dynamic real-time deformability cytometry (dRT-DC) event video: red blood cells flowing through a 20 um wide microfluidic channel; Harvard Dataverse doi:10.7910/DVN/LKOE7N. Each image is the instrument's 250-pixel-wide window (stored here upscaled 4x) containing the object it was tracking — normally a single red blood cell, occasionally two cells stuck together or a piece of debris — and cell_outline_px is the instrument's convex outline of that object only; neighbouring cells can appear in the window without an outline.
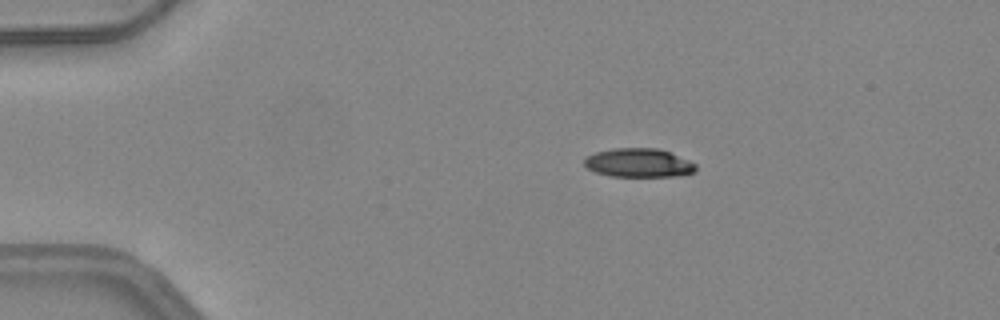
{"species": "common noctule bat (a hibernating species)", "species_latin": "Nyctalus noctula", "temperature_condition": "warm", "stored_images_in_passage": 42, "camera_frame_rate_fps": 3000, "um_per_image_px": 0.085, "animal": {"sex": "female", "body_mass_g": 24.6, "forearm_length_mm": 56.2}, "frame": {"image": 1, "passage_image": 2, "time_ms": 0.333, "image_size_px": [1000, 320], "cell_outline_px": [[696, 168], [692, 172], [676, 176], [612, 176], [596, 172], [588, 168], [584, 164], [584, 160], [588, 156], [596, 152], [612, 148], [656, 148], [668, 152], [688, 160], [696, 164]], "centroid_in_image_um": [54.26, 13.84], "position_along_channel_um": 30.7, "area_um2": 18.38}}
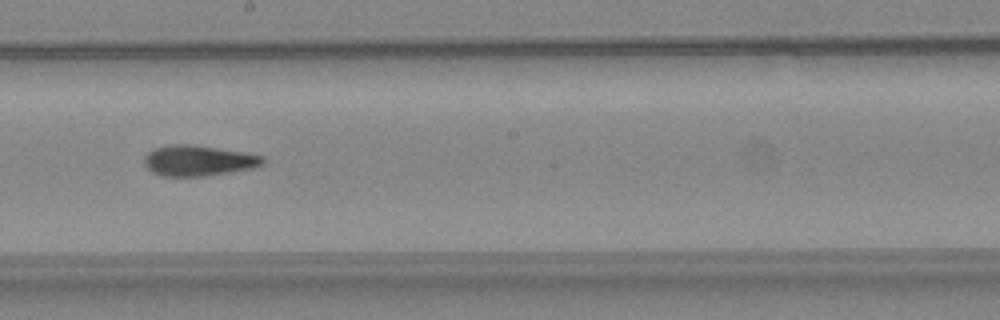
{"frame": {"image": 2, "passage_image": 21, "time_ms": 6.667, "image_size_px": [1000, 320], "cell_outline_px": [[264, 164], [252, 168], [204, 176], [160, 176], [152, 172], [144, 164], [144, 156], [152, 148], [168, 144], [192, 144], [244, 152], [264, 156]], "centroid_in_image_um": [16.82, 13.64], "position_along_channel_um": 231.4, "area_um2": 21.27}}
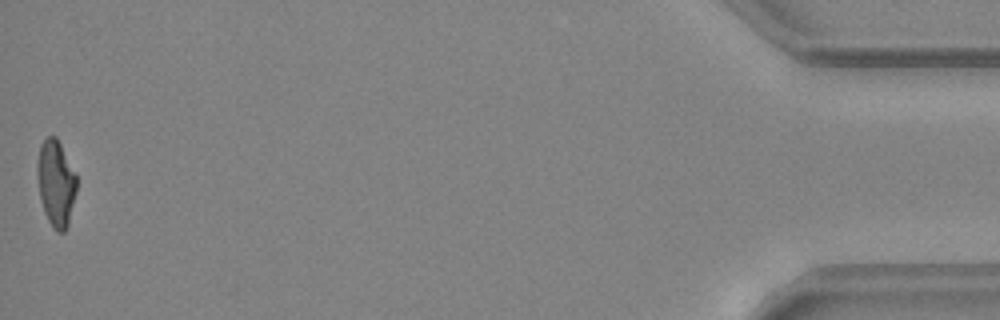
{"frame": {"image": 3, "passage_image": 42, "time_ms": 13.667, "image_size_px": [1000, 320], "cell_outline_px": [[76, 192], [68, 224], [64, 232], [56, 232], [52, 228], [44, 212], [40, 200], [36, 172], [36, 164], [40, 144], [48, 136], [56, 136], [76, 176]], "centroid_in_image_um": [4.72, 15.59], "position_along_channel_um": 430.5, "area_um2": 19.77}, "authors_computed_cell_mechanics": {"area_um2": 20.7213, "velocity_mm_per_s": 4.2027, "shape_relaxation_time_tau1_ms": null, "shape_relaxation_time_tau2_ms": 2.9029, "deformation_change_tau1": null, "deformation_change_tau2": 0.1218}}